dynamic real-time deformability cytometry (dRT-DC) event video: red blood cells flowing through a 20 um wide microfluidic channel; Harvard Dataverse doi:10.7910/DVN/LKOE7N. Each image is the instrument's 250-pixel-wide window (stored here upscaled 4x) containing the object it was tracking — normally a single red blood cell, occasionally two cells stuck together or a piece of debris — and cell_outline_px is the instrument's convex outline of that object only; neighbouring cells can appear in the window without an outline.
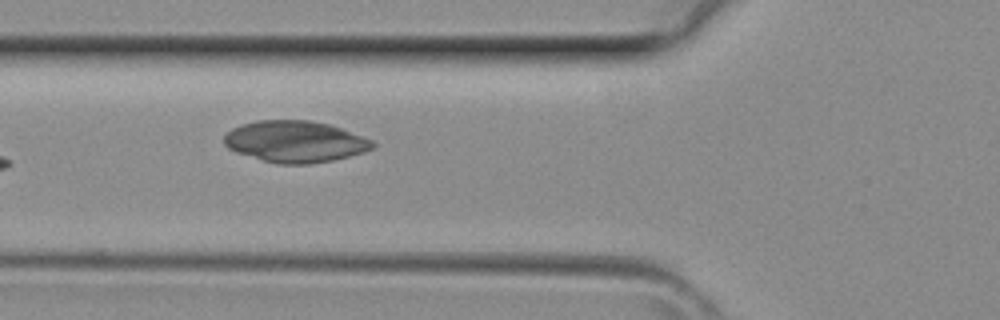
{"species": "common noctule bat (a hibernating species)", "species_latin": "Nyctalus noctula", "temperature_condition": "room temperature", "stored_images_in_passage": 6, "camera_frame_rate_fps": 3000, "um_per_image_px": 0.085, "animal": {"sex": "female", "body_mass_g": 29.2, "forearm_length_mm": 56.3}, "frame": {"image": 1, "passage_image": 5, "time_ms": 1.333, "image_size_px": [1000, 320], "cell_outline_px": [[376, 144], [372, 148], [364, 152], [332, 160], [308, 164], [276, 164], [236, 152], [228, 148], [224, 144], [224, 136], [232, 128], [240, 124], [256, 120], [308, 120], [328, 124], [340, 128], [372, 140]], "centroid_in_image_um": [25.05, 12.03], "position_along_channel_um": 100.7, "area_um2": 35.78}}
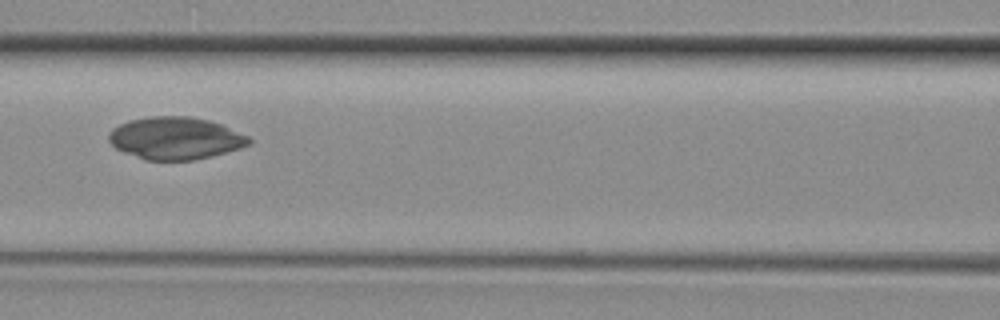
{"frame": {"image": 2, "passage_image": 6, "time_ms": 1.667, "image_size_px": [1000, 320], "cell_outline_px": [[252, 144], [240, 148], [192, 160], [144, 160], [124, 152], [116, 148], [108, 140], [108, 136], [112, 128], [128, 120], [152, 116], [188, 116], [208, 120], [224, 124], [248, 136], [252, 140]], "centroid_in_image_um": [14.91, 11.73], "position_along_channel_um": 151.7, "area_um2": 34.62}}